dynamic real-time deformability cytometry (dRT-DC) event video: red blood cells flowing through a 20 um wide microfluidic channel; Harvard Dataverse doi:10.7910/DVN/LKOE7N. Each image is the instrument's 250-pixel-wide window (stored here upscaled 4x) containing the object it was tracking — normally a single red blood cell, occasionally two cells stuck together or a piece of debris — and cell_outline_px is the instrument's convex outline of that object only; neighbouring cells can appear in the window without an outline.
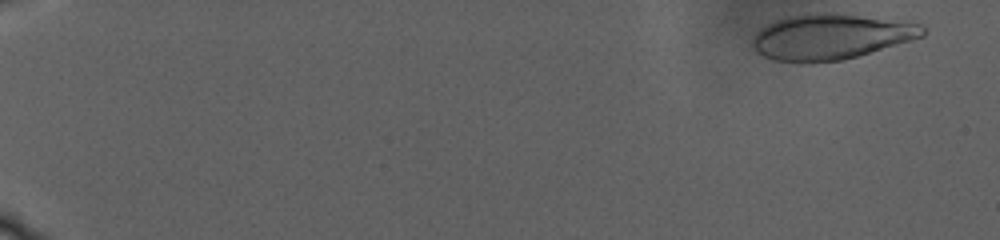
{"species": "human", "species_latin": "Homo sapiens", "temperature_condition": "warm", "stored_images_in_passage": 63, "camera_frame_rate_fps": 3000, "um_per_image_px": 0.085, "donor": {"sex": "male"}, "frame": {"image": 1, "passage_image": 4, "time_ms": 1.667, "image_size_px": [1000, 240], "cell_outline_px": [[924, 36], [856, 56], [840, 60], [776, 60], [764, 56], [752, 44], [752, 40], [756, 32], [768, 24], [776, 20], [792, 16], [856, 16], [920, 24], [924, 28]], "centroid_in_image_um": [70.61, 3.14], "position_along_channel_um": 14.4, "area_um2": 42.19}}
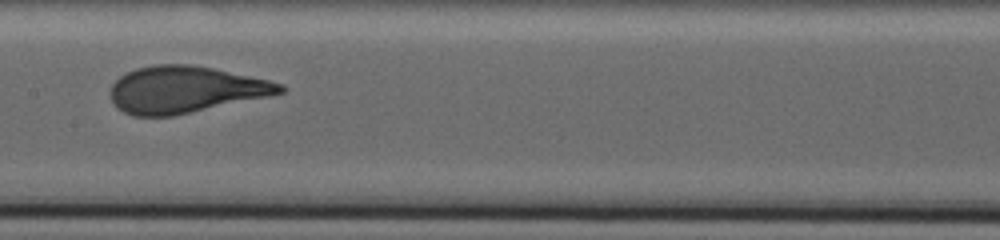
{"frame": {"image": 2, "passage_image": 39, "time_ms": 19.667, "image_size_px": [1000, 240], "cell_outline_px": [[288, 88], [284, 92], [268, 96], [176, 116], [132, 116], [116, 108], [112, 100], [112, 84], [120, 76], [136, 68], [156, 64], [192, 64], [212, 68], [268, 80], [284, 84]], "centroid_in_image_um": [15.75, 7.62], "position_along_channel_um": 191.6, "area_um2": 46.18}}
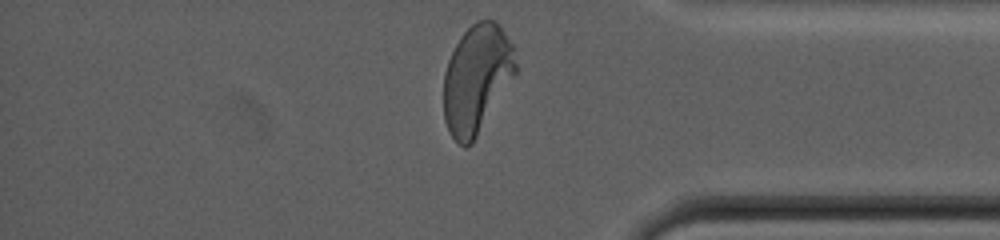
{"frame": {"image": 3, "passage_image": 61, "time_ms": 29.667, "image_size_px": [1000, 240], "cell_outline_px": [[516, 72], [472, 144], [464, 148], [452, 136], [444, 120], [444, 72], [448, 60], [460, 36], [476, 20], [496, 20], [500, 24], [512, 44], [516, 64]], "centroid_in_image_um": [40.51, 6.68], "position_along_channel_um": 394.7, "area_um2": 45.14}, "authors_computed_cell_mechanics": {"area_um2": 45.2574, "velocity_mm_per_s": 2.1266, "shape_relaxation_time_tau1_ms": 9.7289, "shape_relaxation_time_tau2_ms": null, "deformation_change_tau1": 0.2744, "deformation_change_tau2": null}}